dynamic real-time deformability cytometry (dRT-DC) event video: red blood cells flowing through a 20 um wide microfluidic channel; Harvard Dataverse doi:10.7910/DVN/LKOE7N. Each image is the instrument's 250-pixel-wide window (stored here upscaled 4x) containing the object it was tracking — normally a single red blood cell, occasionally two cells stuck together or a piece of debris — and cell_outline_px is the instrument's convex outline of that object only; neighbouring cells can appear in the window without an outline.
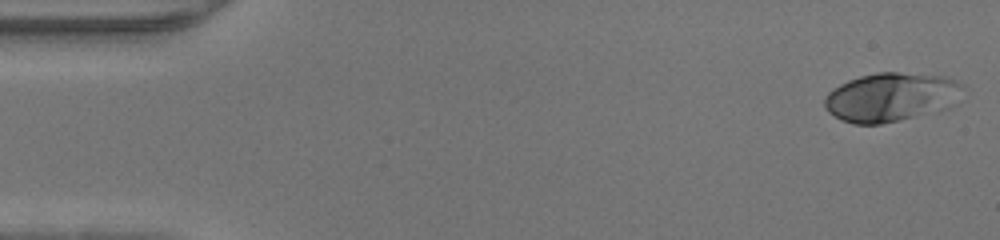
{"species": "human", "species_latin": "Homo sapiens", "temperature_condition": "warm", "stored_images_in_passage": 46, "camera_frame_rate_fps": 3000, "um_per_image_px": 0.085, "donor": {"sex": "male"}, "frame": {"image": 1, "passage_image": 1, "time_ms": 0.0, "image_size_px": [1000, 240], "cell_outline_px": [[964, 84], [952, 104], [948, 108], [900, 120], [880, 124], [852, 124], [840, 120], [828, 112], [824, 108], [824, 100], [828, 92], [832, 88], [848, 80], [860, 76], [876, 72], [896, 72], [944, 76]], "centroid_in_image_um": [75.67, 8.25], "position_along_channel_um": 9.3, "area_um2": 39.25}}
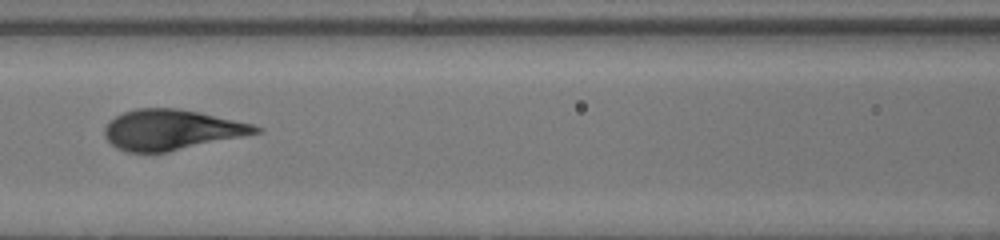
{"frame": {"image": 2, "passage_image": 20, "time_ms": 6.333, "image_size_px": [1000, 240], "cell_outline_px": [[264, 128], [260, 132], [244, 136], [168, 152], [128, 152], [116, 148], [104, 136], [104, 128], [116, 116], [124, 112], [136, 108], [176, 108], [200, 112], [252, 124]], "centroid_in_image_um": [14.58, 11.03], "position_along_channel_um": 152.0, "area_um2": 35.32}}
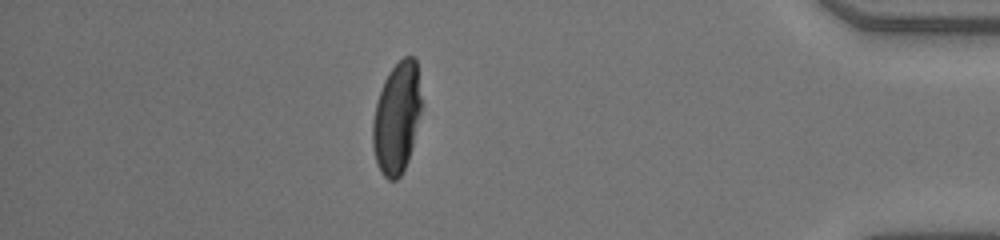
{"frame": {"image": 3, "passage_image": 40, "time_ms": 13.0, "image_size_px": [1000, 240], "cell_outline_px": [[420, 112], [408, 160], [400, 176], [396, 180], [388, 180], [380, 172], [376, 164], [372, 144], [372, 120], [376, 104], [384, 80], [388, 72], [404, 56], [412, 56], [416, 60], [420, 96]], "centroid_in_image_um": [33.69, 10.05], "position_along_channel_um": 401.5, "area_um2": 31.21}}